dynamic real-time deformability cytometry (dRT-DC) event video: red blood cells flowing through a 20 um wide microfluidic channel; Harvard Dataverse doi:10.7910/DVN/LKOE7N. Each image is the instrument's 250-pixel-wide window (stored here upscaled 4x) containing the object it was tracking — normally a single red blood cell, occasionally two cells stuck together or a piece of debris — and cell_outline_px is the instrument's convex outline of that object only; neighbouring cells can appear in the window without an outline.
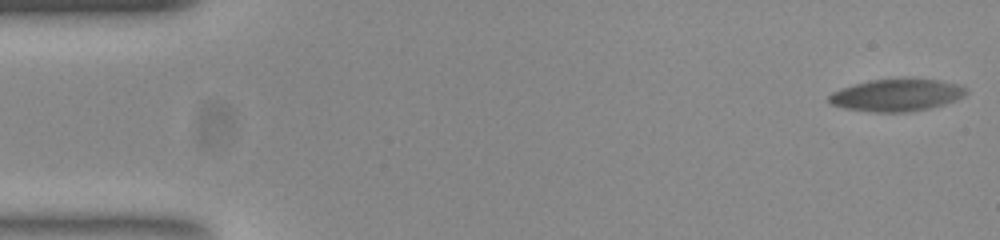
{"species": "common noctule bat (a hibernating species)", "species_latin": "Nyctalus noctula", "temperature_condition": "room temperature", "stored_images_in_passage": 16, "camera_frame_rate_fps": 3000, "um_per_image_px": 0.085, "animal": {"sex": "female", "body_mass_g": 23.0, "forearm_length_mm": 53.4}, "frame": {"image": 1, "passage_image": 1, "time_ms": 0.0, "image_size_px": [1000, 240], "cell_outline_px": [[968, 92], [964, 96], [956, 100], [944, 104], [928, 108], [908, 112], [872, 112], [844, 108], [832, 104], [828, 100], [828, 96], [832, 92], [856, 84], [872, 80], [936, 80], [956, 84], [964, 88]], "centroid_in_image_um": [76.2, 8.11], "position_along_channel_um": 8.8, "area_um2": 25.03}}
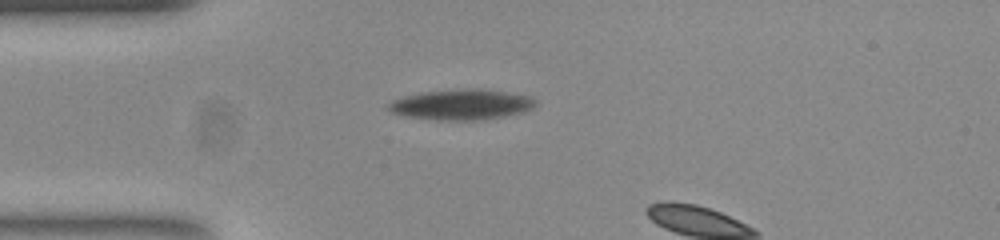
{"frame": {"image": 2, "passage_image": 14, "time_ms": 4.333, "image_size_px": [1000, 240], "cell_outline_px": [[536, 104], [532, 108], [524, 112], [504, 116], [480, 120], [448, 120], [408, 116], [392, 112], [388, 108], [388, 104], [392, 100], [404, 96], [420, 92], [504, 92], [528, 96], [536, 100]], "centroid_in_image_um": [39.22, 8.94], "position_along_channel_um": 45.8, "area_um2": 24.45}}